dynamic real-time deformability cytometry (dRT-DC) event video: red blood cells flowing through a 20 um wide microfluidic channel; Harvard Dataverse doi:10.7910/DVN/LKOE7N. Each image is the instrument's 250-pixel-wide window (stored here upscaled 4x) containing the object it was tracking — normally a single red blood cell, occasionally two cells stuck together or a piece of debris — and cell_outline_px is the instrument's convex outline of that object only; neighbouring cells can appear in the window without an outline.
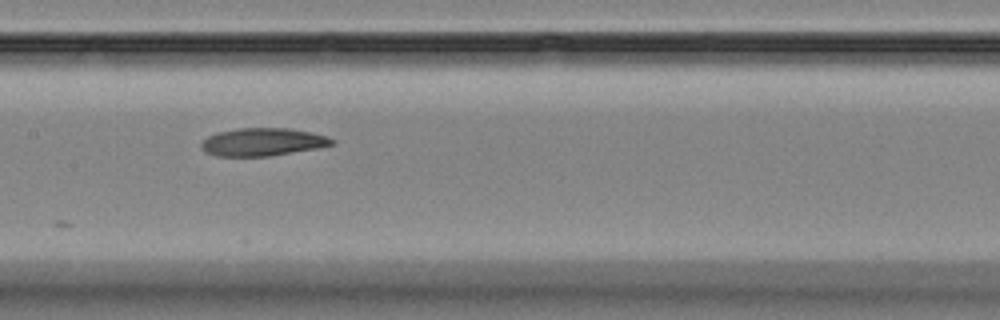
{"species": "Egyptian fruit bat (a non-hibernating species)", "species_latin": "Rousettus aegyptiacus", "temperature_condition": "room temperature", "stored_images_in_passage": 15, "camera_frame_rate_fps": 3000, "um_per_image_px": 0.085, "animal": {"sex": "female"}, "frame": {"image": 1, "passage_image": 7, "time_ms": 7.667, "image_size_px": [1000, 320], "cell_outline_px": [[336, 144], [320, 148], [268, 156], [216, 156], [204, 152], [200, 148], [200, 144], [208, 136], [216, 132], [240, 128], [288, 128], [312, 132], [328, 136], [336, 140]], "centroid_in_image_um": [22.36, 12.07], "position_along_channel_um": 185.0, "area_um2": 21.5}}
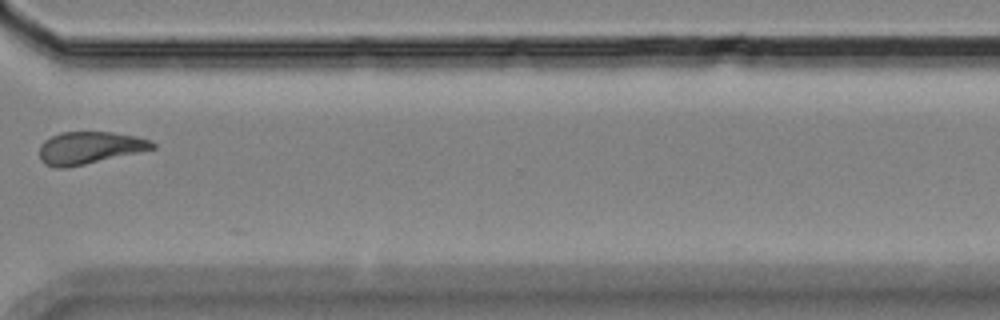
{"frame": {"image": 2, "passage_image": 11, "time_ms": 12.667, "image_size_px": [1000, 320], "cell_outline_px": [[156, 148], [68, 168], [56, 168], [44, 164], [40, 160], [40, 144], [44, 140], [60, 132], [112, 132], [136, 136], [148, 140], [156, 144]], "centroid_in_image_um": [7.57, 12.57], "position_along_channel_um": 363.0, "area_um2": 21.27}}
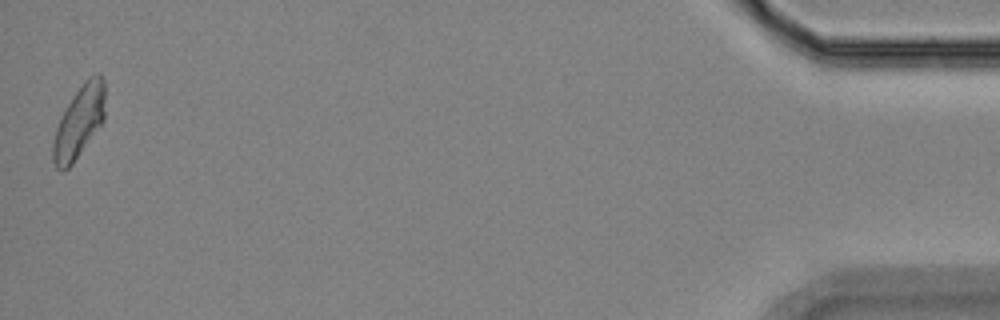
{"frame": {"image": 3, "passage_image": 15, "time_ms": 17.0, "image_size_px": [1000, 320], "cell_outline_px": [[104, 120], [72, 164], [64, 172], [56, 168], [52, 160], [52, 140], [60, 116], [72, 96], [88, 76], [96, 72], [100, 72], [104, 76]], "centroid_in_image_um": [6.71, 10.33], "position_along_channel_um": 428.5, "area_um2": 22.08}}